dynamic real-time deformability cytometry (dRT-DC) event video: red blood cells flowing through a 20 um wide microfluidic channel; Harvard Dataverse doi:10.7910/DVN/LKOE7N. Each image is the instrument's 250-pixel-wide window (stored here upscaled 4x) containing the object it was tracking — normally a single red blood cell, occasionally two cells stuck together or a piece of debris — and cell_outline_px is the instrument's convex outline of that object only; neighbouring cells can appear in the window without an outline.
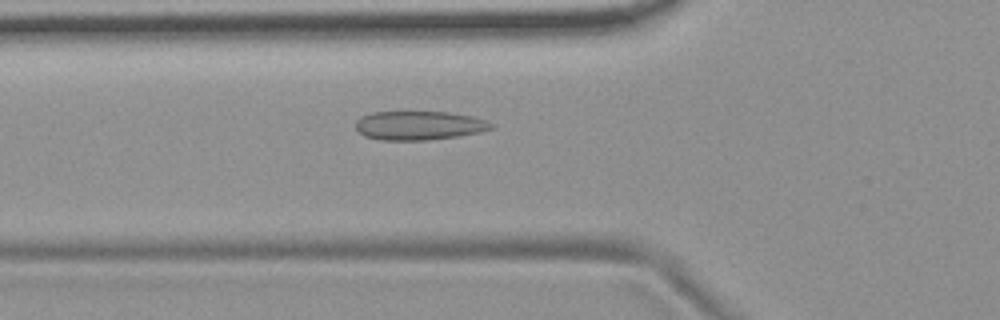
{"species": "common noctule bat (a hibernating species)", "species_latin": "Nyctalus noctula", "temperature_condition": "room temperature", "stored_images_in_passage": 53, "camera_frame_rate_fps": 3000, "um_per_image_px": 0.085, "animal": {"sex": "female", "body_mass_g": 19.9}, "frame": {"image": 1, "passage_image": 18, "time_ms": 5.667, "image_size_px": [1000, 320], "cell_outline_px": [[496, 124], [492, 128], [480, 132], [460, 136], [428, 140], [380, 140], [364, 136], [356, 128], [356, 120], [360, 116], [372, 112], [448, 112], [472, 116]], "centroid_in_image_um": [35.62, 10.67], "position_along_channel_um": 90.2, "area_um2": 22.95}}
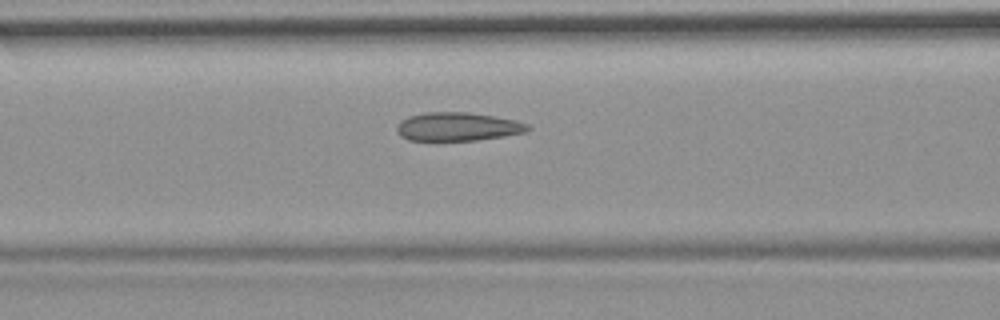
{"frame": {"image": 2, "passage_image": 21, "time_ms": 6.667, "image_size_px": [1000, 320], "cell_outline_px": [[532, 128], [524, 132], [504, 136], [476, 140], [408, 140], [400, 136], [396, 128], [400, 120], [408, 116], [424, 112], [468, 112], [516, 120], [528, 124]], "centroid_in_image_um": [38.88, 10.76], "position_along_channel_um": 127.7, "area_um2": 21.73}}
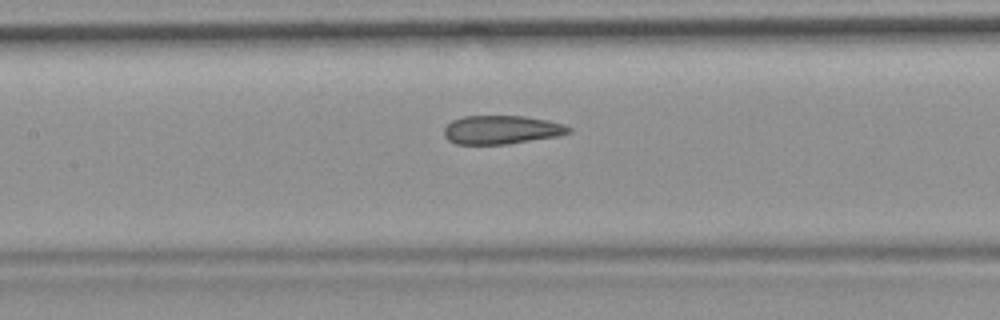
{"frame": {"image": 3, "passage_image": 24, "time_ms": 7.667, "image_size_px": [1000, 320], "cell_outline_px": [[572, 132], [556, 136], [508, 144], [456, 144], [448, 140], [444, 136], [444, 128], [452, 120], [464, 116], [524, 116], [564, 124], [572, 128]], "centroid_in_image_um": [42.61, 11.03], "position_along_channel_um": 164.8, "area_um2": 20.69}, "authors_computed_cell_mechanics": {"area_um2": 22.0796, "velocity_mm_per_s": 3.7071, "shape_relaxation_time_tau1_ms": null, "shape_relaxation_time_tau2_ms": 1.7199, "deformation_change_tau1": null, "deformation_change_tau2": 0.0751}}